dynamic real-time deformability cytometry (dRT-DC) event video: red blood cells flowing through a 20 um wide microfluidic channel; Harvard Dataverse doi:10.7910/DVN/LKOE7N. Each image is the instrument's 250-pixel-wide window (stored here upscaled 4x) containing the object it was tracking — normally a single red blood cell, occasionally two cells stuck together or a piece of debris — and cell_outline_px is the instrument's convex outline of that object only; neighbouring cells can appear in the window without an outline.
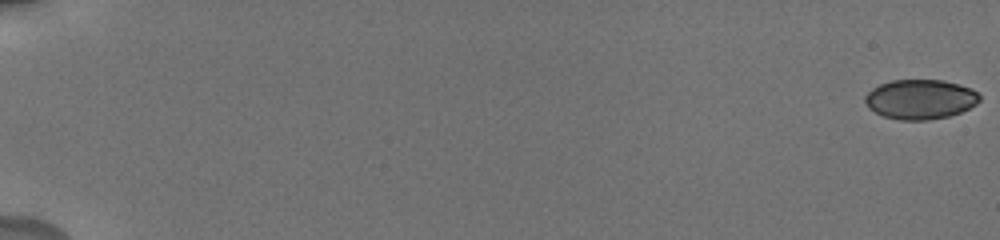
{"species": "human", "species_latin": "Homo sapiens", "temperature_condition": "cold", "stored_images_in_passage": 30, "camera_frame_rate_fps": 3000, "um_per_image_px": 0.085, "donor": {"sex": "male"}, "frame": {"image": 1, "passage_image": 1, "time_ms": 0.0, "image_size_px": [1000, 240], "cell_outline_px": [[980, 100], [976, 104], [960, 112], [948, 116], [928, 120], [900, 120], [884, 116], [868, 108], [864, 100], [864, 96], [872, 88], [880, 84], [892, 80], [944, 80], [960, 84], [972, 88], [980, 96]], "centroid_in_image_um": [78.22, 8.43], "position_along_channel_um": 6.8, "area_um2": 26.53}}
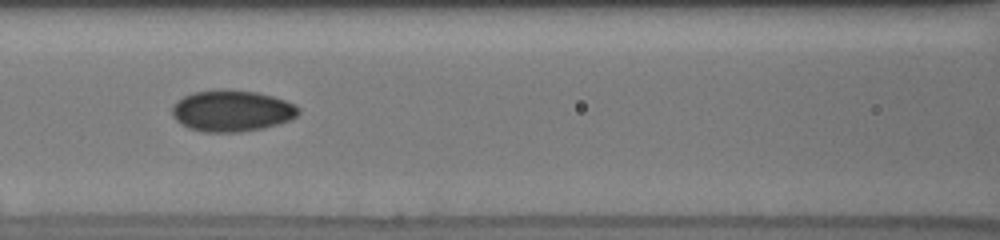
{"frame": {"image": 2, "passage_image": 19, "time_ms": 9.333, "image_size_px": [1000, 240], "cell_outline_px": [[300, 112], [296, 116], [288, 120], [264, 128], [240, 132], [204, 132], [188, 128], [176, 120], [172, 116], [172, 104], [184, 96], [192, 92], [220, 88], [256, 92], [272, 96], [284, 100], [300, 108]], "centroid_in_image_um": [19.66, 9.41], "position_along_channel_um": 146.9, "area_um2": 30.58}}
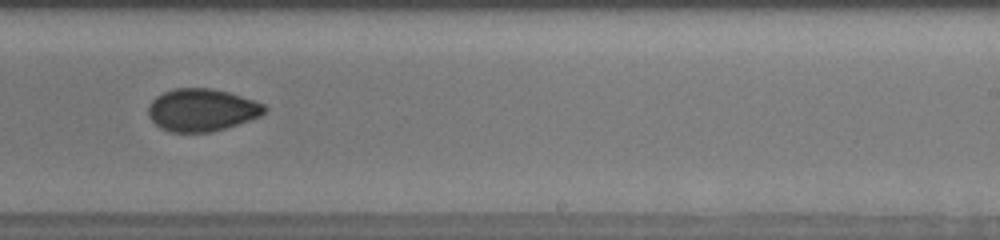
{"frame": {"image": 3, "passage_image": 24, "time_ms": 12.667, "image_size_px": [1000, 240], "cell_outline_px": [[268, 108], [260, 116], [212, 132], [168, 132], [160, 128], [148, 116], [148, 108], [152, 100], [156, 96], [164, 92], [176, 88], [212, 88], [228, 92], [264, 104]], "centroid_in_image_um": [17.12, 9.35], "position_along_channel_um": 271.9, "area_um2": 28.61}, "authors_computed_cell_mechanics": {"area_um2": 28.4087, "velocity_mm_per_s": 3.7553, "shape_relaxation_time_tau1_ms": 4.71, "shape_relaxation_time_tau2_ms": 3.5008, "deformation_change_tau1": 0.0861, "deformation_change_tau2": 0.0573}}